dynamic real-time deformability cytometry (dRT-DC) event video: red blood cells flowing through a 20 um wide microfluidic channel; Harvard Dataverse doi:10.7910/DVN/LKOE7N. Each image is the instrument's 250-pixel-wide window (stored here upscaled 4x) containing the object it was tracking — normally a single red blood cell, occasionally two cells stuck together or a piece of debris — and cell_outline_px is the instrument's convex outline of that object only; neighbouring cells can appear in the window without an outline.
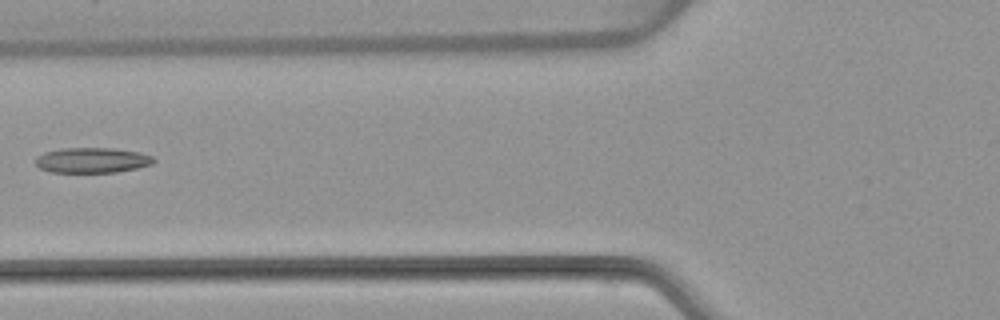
{"species": "common noctule bat (a hibernating species)", "species_latin": "Nyctalus noctula", "temperature_condition": "warm", "stored_images_in_passage": 4, "camera_frame_rate_fps": 3000, "um_per_image_px": 0.085, "animal": {"sex": "female", "body_mass_g": 22.7, "forearm_length_mm": 54.2}, "frame": {"image": 1, "passage_image": 4, "time_ms": 3.667, "image_size_px": [1000, 320], "cell_outline_px": [[156, 160], [152, 164], [136, 168], [116, 172], [52, 172], [40, 168], [36, 164], [36, 156], [44, 152], [60, 148], [116, 148], [140, 152], [152, 156]], "centroid_in_image_um": [7.84, 13.61], "position_along_channel_um": 118.0, "area_um2": 17.46}}